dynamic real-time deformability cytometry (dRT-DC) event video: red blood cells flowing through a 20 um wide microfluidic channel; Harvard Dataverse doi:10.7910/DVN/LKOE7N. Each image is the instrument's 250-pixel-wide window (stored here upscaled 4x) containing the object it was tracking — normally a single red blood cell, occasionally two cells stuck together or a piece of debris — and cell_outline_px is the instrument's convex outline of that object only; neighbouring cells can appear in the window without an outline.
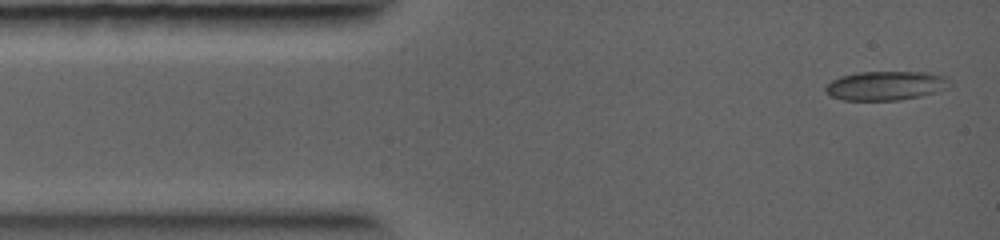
{"species": "common noctule bat (a hibernating species)", "species_latin": "Nyctalus noctula", "temperature_condition": "warm", "stored_images_in_passage": 26, "camera_frame_rate_fps": 5000, "um_per_image_px": 0.085, "animal": {"sex": "female", "body_mass_g": 19.0, "forearm_length_mm": 56.7}, "frame": {"image": 1, "passage_image": 1, "time_ms": 0.0, "image_size_px": [1000, 240], "cell_outline_px": [[952, 84], [944, 88], [920, 96], [900, 100], [844, 100], [832, 96], [824, 92], [824, 88], [832, 80], [840, 76], [860, 72], [928, 72], [948, 76]], "centroid_in_image_um": [75.29, 7.27], "position_along_channel_um": 9.7, "area_um2": 21.04}}
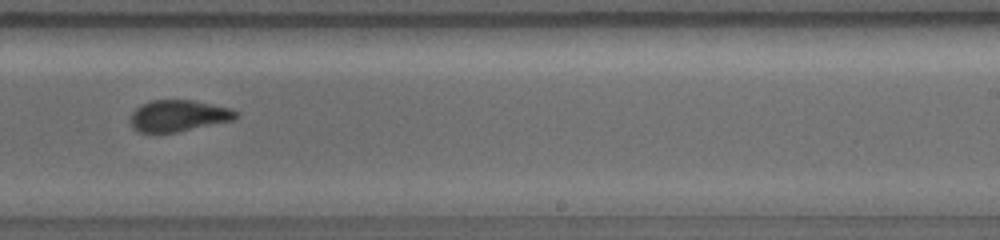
{"frame": {"image": 2, "passage_image": 20, "time_ms": 7.0, "image_size_px": [1000, 240], "cell_outline_px": [[240, 116], [232, 120], [176, 132], [140, 132], [132, 128], [132, 112], [140, 104], [152, 100], [196, 100], [232, 108], [240, 112]], "centroid_in_image_um": [15.22, 9.82], "position_along_channel_um": 273.8, "area_um2": 19.36}}
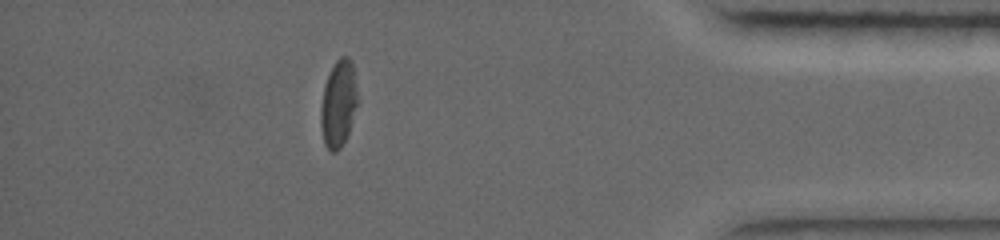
{"frame": {"image": 3, "passage_image": 24, "time_ms": 10.6, "image_size_px": [1000, 240], "cell_outline_px": [[356, 104], [348, 132], [340, 148], [336, 152], [332, 152], [324, 144], [320, 124], [320, 108], [324, 84], [336, 60], [340, 56], [348, 56], [352, 60], [356, 92]], "centroid_in_image_um": [28.73, 8.8], "position_along_channel_um": 406.5, "area_um2": 18.26}}